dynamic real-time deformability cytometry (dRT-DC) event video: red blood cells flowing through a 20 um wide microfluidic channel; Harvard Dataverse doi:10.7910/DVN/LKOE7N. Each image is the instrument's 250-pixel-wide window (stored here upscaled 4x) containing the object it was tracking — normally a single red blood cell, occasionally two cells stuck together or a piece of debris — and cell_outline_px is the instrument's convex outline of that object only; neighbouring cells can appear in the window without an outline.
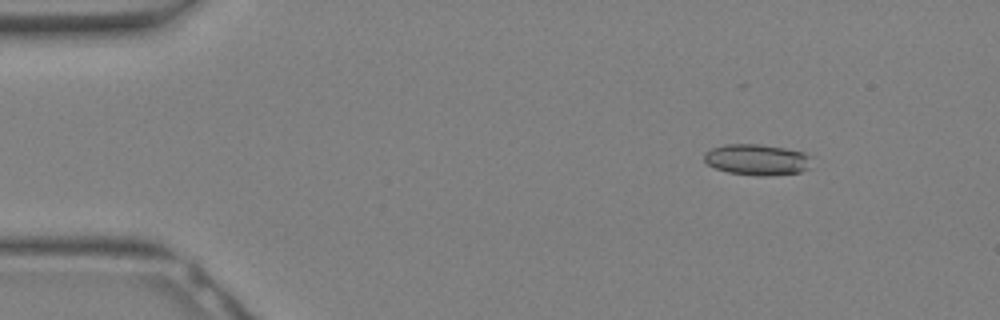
{"species": "Egyptian fruit bat (a non-hibernating species)", "species_latin": "Rousettus aegyptiacus", "temperature_condition": "warm", "stored_images_in_passage": 31, "camera_frame_rate_fps": 3000, "um_per_image_px": 0.085, "animal": {"sex": "female"}, "frame": {"image": 1, "passage_image": 3, "time_ms": 0.667, "image_size_px": [1000, 320], "cell_outline_px": [[812, 168], [800, 172], [764, 176], [760, 176], [728, 172], [716, 168], [708, 164], [704, 160], [704, 152], [712, 148], [724, 144], [760, 144], [784, 148], [804, 152], [808, 156]], "centroid_in_image_um": [64.34, 13.57], "position_along_channel_um": 20.7, "area_um2": 19.42}}
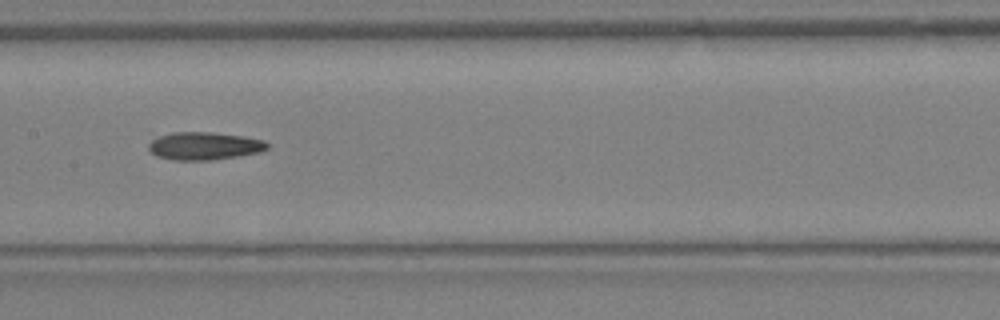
{"frame": {"image": 2, "passage_image": 15, "time_ms": 4.667, "image_size_px": [1000, 320], "cell_outline_px": [[268, 148], [260, 152], [212, 160], [172, 160], [156, 156], [148, 148], [148, 144], [152, 140], [160, 136], [172, 132], [212, 132], [244, 136], [264, 140], [268, 144]], "centroid_in_image_um": [17.36, 12.4], "position_along_channel_um": 190.0, "area_um2": 19.19}}
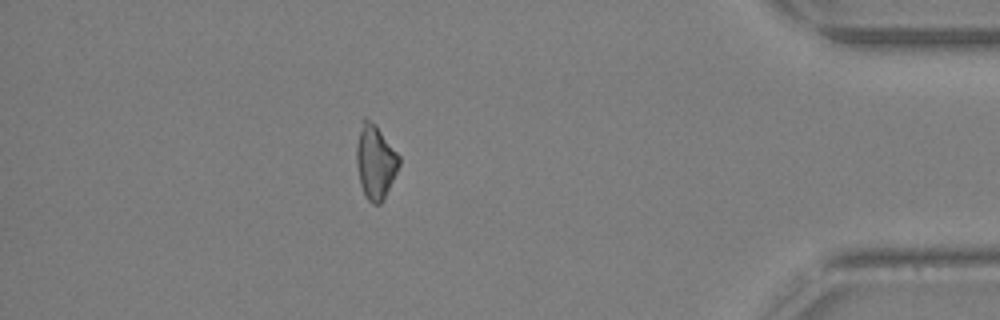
{"frame": {"image": 3, "passage_image": 27, "time_ms": 8.667, "image_size_px": [1000, 320], "cell_outline_px": [[400, 164], [380, 204], [372, 204], [368, 200], [360, 184], [356, 164], [356, 144], [360, 120], [364, 116], [376, 124], [400, 156]], "centroid_in_image_um": [31.87, 13.68], "position_along_channel_um": 403.3, "area_um2": 18.44}}